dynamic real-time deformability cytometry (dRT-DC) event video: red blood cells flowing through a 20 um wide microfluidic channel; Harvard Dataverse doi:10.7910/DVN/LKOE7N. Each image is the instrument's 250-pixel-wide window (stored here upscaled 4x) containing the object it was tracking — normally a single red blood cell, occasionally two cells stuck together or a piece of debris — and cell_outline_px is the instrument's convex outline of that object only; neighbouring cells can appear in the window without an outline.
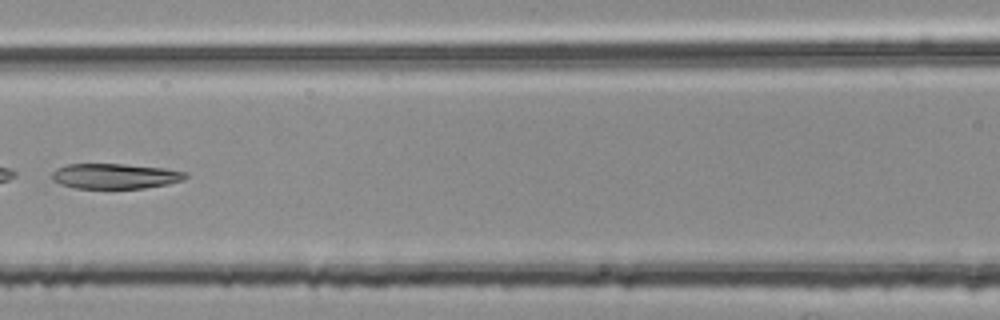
{"species": "common noctule bat (a hibernating species)", "species_latin": "Nyctalus noctula", "temperature_condition": "room temperature", "stored_images_in_passage": 6, "camera_frame_rate_fps": 3000, "um_per_image_px": 0.085, "animal": {"sex": "female", "body_mass_g": 25.1}, "frame": {"image": 1, "passage_image": 5, "time_ms": 1.333, "image_size_px": [1000, 320], "cell_outline_px": [[188, 176], [184, 180], [168, 184], [144, 188], [76, 188], [60, 184], [52, 180], [52, 172], [56, 168], [68, 164], [124, 164], [164, 168], [188, 172]], "centroid_in_image_um": [9.8, 14.97], "position_along_channel_um": 156.8, "area_um2": 19.71}}
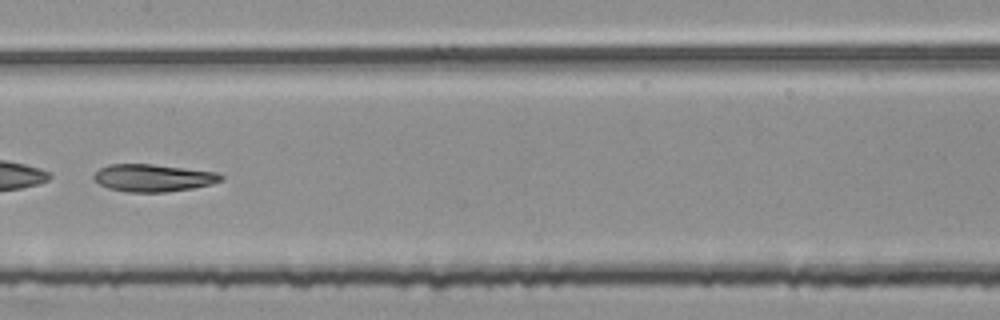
{"frame": {"image": 2, "passage_image": 6, "time_ms": 1.667, "image_size_px": [1000, 320], "cell_outline_px": [[224, 180], [212, 184], [192, 188], [168, 192], [128, 192], [108, 188], [100, 184], [92, 176], [100, 168], [108, 164], [152, 164], [216, 172], [224, 176]], "centroid_in_image_um": [13.04, 15.12], "position_along_channel_um": 194.4, "area_um2": 20.29}}